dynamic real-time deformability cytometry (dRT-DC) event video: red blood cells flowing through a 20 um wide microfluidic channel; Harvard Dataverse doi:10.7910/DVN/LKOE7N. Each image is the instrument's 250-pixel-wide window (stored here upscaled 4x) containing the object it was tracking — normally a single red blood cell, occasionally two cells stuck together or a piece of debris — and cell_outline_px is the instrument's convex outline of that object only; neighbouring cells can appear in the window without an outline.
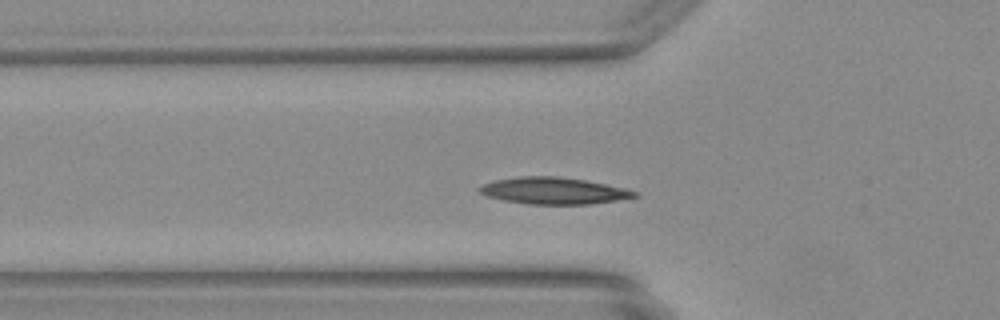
{"species": "Egyptian fruit bat (a non-hibernating species)", "species_latin": "Rousettus aegyptiacus", "temperature_condition": "warm", "stored_images_in_passage": 39, "camera_frame_rate_fps": 3000, "um_per_image_px": 0.085, "animal": {"sex": "female"}, "frame": {"image": 1, "passage_image": 6, "time_ms": 1.667, "image_size_px": [1000, 320], "cell_outline_px": [[640, 196], [616, 200], [588, 204], [528, 204], [504, 200], [488, 196], [480, 192], [480, 188], [484, 184], [496, 180], [520, 176], [556, 176], [584, 180], [624, 188], [640, 192]], "centroid_in_image_um": [47.1, 16.21], "position_along_channel_um": 78.7, "area_um2": 23.81}}